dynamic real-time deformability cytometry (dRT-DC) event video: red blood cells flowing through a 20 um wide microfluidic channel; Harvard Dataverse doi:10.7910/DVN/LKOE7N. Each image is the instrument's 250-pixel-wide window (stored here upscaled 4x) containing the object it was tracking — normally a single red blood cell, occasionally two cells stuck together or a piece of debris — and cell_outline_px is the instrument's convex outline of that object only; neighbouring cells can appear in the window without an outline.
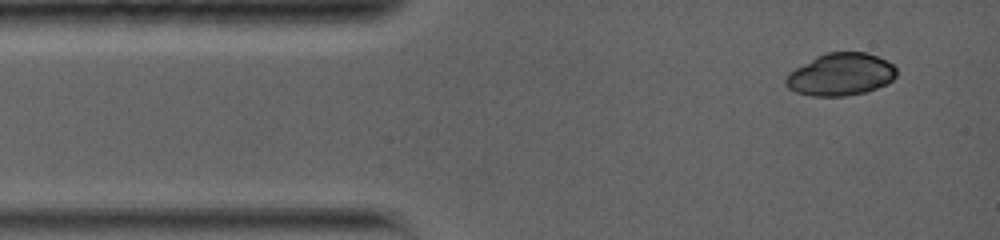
{"species": "common noctule bat (a hibernating species)", "species_latin": "Nyctalus noctula", "temperature_condition": "warm", "stored_images_in_passage": 12, "camera_frame_rate_fps": 5000, "um_per_image_px": 0.085, "animal": {"sex": "female", "body_mass_g": 19.0, "forearm_length_mm": 56.7}, "frame": {"image": 1, "passage_image": 1, "time_ms": 0.0, "image_size_px": [1000, 240], "cell_outline_px": [[896, 76], [892, 80], [876, 88], [864, 92], [844, 96], [812, 96], [796, 92], [788, 88], [784, 84], [784, 76], [788, 72], [816, 56], [828, 52], [868, 52], [892, 64], [896, 68]], "centroid_in_image_um": [71.4, 6.33], "position_along_channel_um": 13.6, "area_um2": 27.34}}
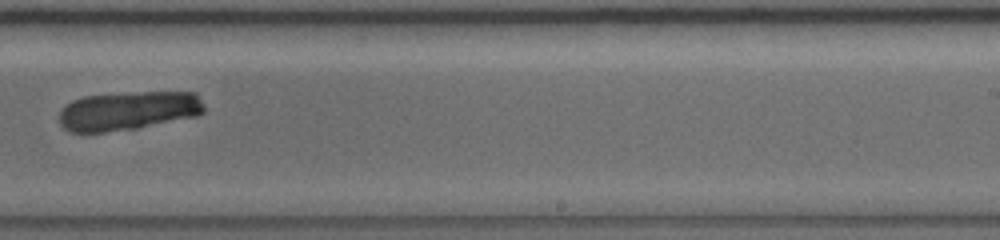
{"frame": {"image": 2, "passage_image": 9, "time_ms": 8.4, "image_size_px": [1000, 240], "cell_outline_px": [[204, 112], [196, 116], [136, 128], [104, 132], [68, 132], [60, 124], [60, 112], [72, 100], [84, 96], [144, 92], [196, 92], [204, 104]], "centroid_in_image_um": [10.92, 9.41], "position_along_channel_um": 278.1, "area_um2": 32.6}}
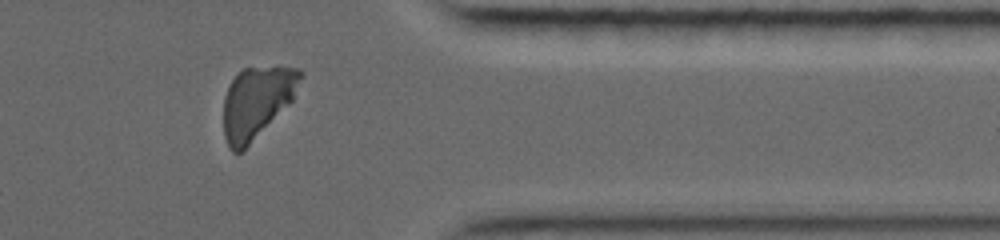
{"frame": {"image": 3, "passage_image": 12, "time_ms": 11.6, "image_size_px": [1000, 240], "cell_outline_px": [[304, 76], [292, 100], [244, 152], [232, 152], [224, 136], [224, 96], [232, 80], [244, 68], [276, 64], [300, 68], [304, 72]], "centroid_in_image_um": [21.87, 8.65], "position_along_channel_um": 389.5, "area_um2": 32.6}}